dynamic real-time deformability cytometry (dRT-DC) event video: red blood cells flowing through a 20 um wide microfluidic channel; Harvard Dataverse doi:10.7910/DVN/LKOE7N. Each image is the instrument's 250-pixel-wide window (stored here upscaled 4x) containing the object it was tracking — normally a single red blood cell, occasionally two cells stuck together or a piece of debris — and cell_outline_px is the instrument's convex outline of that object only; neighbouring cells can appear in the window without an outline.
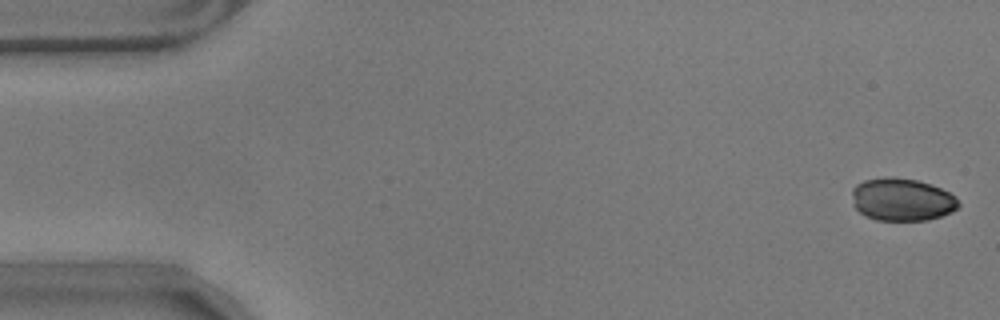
{"species": "common noctule bat (a hibernating species)", "species_latin": "Nyctalus noctula", "temperature_condition": "warm", "stored_images_in_passage": 7, "camera_frame_rate_fps": 3000, "um_per_image_px": 0.085, "animal": {"sex": "male", "body_mass_g": 17.9}, "frame": {"image": 1, "passage_image": 2, "time_ms": 0.333, "image_size_px": [1000, 320], "cell_outline_px": [[960, 204], [952, 212], [928, 220], [876, 220], [864, 216], [852, 204], [852, 188], [856, 184], [864, 180], [916, 180], [940, 188], [956, 196]], "centroid_in_image_um": [76.66, 17.02], "position_along_channel_um": 8.3, "area_um2": 25.84}}